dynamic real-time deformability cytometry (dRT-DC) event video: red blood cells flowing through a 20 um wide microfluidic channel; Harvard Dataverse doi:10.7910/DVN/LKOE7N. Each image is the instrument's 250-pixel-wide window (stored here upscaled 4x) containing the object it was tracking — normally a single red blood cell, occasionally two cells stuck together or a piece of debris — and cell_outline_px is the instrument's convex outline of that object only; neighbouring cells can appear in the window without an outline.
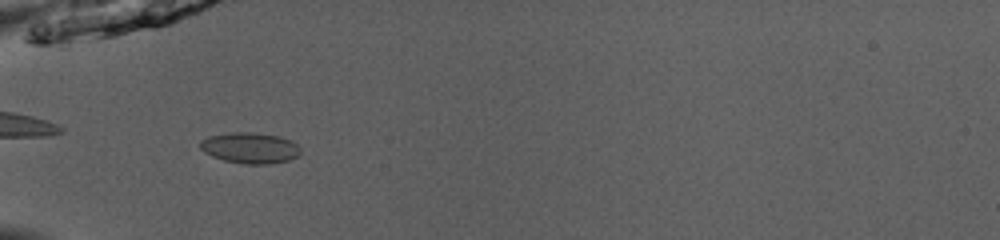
{"species": "common noctule bat (a hibernating species)", "species_latin": "Nyctalus noctula", "temperature_condition": "room temperature", "stored_images_in_passage": 13, "camera_frame_rate_fps": 3000, "um_per_image_px": 0.085, "animal": {"sex": "male", "body_mass_g": 13.0, "forearm_length_mm": 53.1}, "frame": {"image": 1, "passage_image": 1, "time_ms": 0.0, "image_size_px": [1000, 240], "cell_outline_px": [[300, 156], [288, 160], [272, 164], [244, 164], [224, 160], [212, 156], [204, 152], [200, 148], [200, 140], [208, 136], [232, 132], [252, 132], [280, 136], [292, 140], [300, 148]], "centroid_in_image_um": [21.27, 12.57], "position_along_channel_um": 63.7, "area_um2": 18.26}}
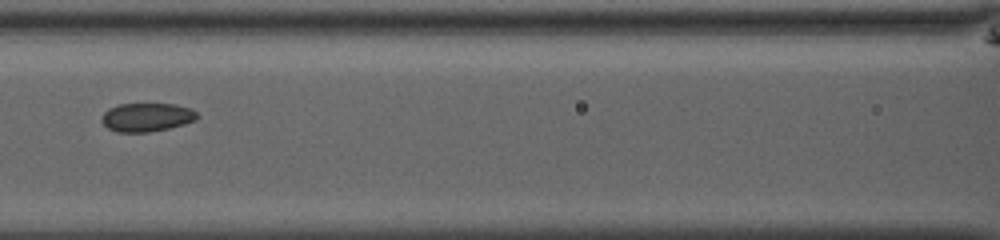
{"frame": {"image": 2, "passage_image": 8, "time_ms": 2.333, "image_size_px": [1000, 240], "cell_outline_px": [[200, 116], [196, 120], [184, 124], [168, 128], [148, 132], [116, 132], [108, 128], [100, 120], [104, 112], [108, 108], [120, 104], [172, 104], [192, 108]], "centroid_in_image_um": [12.48, 9.96], "position_along_channel_um": 154.1, "area_um2": 15.95}}
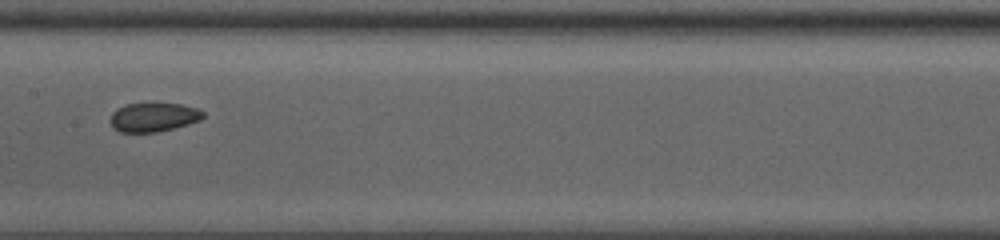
{"frame": {"image": 3, "passage_image": 11, "time_ms": 3.333, "image_size_px": [1000, 240], "cell_outline_px": [[204, 116], [200, 120], [188, 124], [156, 132], [120, 132], [112, 128], [112, 112], [116, 108], [128, 104], [180, 104], [196, 108], [204, 112]], "centroid_in_image_um": [13.04, 9.97], "position_along_channel_um": 194.4, "area_um2": 15.37}}